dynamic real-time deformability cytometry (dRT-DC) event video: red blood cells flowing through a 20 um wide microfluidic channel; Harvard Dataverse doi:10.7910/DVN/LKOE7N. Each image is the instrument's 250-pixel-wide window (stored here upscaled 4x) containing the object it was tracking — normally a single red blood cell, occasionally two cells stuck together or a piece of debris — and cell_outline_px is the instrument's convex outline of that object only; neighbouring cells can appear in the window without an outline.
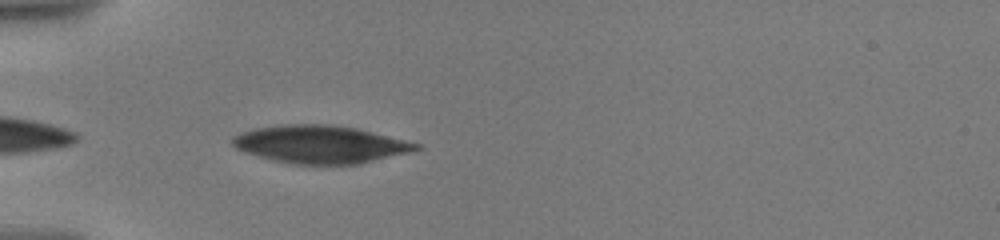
{"species": "human", "species_latin": "Homo sapiens", "temperature_condition": "warm", "stored_images_in_passage": 5, "camera_frame_rate_fps": 3000, "um_per_image_px": 0.085, "donor": {"sex": "male"}, "frame": {"image": 1, "passage_image": 4, "time_ms": 0.667, "image_size_px": [1000, 240], "cell_outline_px": [[420, 148], [408, 152], [360, 164], [292, 164], [260, 156], [236, 148], [232, 144], [232, 136], [252, 128], [284, 124], [328, 124], [356, 128], [420, 144]], "centroid_in_image_um": [27.19, 12.26], "position_along_channel_um": 57.8, "area_um2": 39.94}}